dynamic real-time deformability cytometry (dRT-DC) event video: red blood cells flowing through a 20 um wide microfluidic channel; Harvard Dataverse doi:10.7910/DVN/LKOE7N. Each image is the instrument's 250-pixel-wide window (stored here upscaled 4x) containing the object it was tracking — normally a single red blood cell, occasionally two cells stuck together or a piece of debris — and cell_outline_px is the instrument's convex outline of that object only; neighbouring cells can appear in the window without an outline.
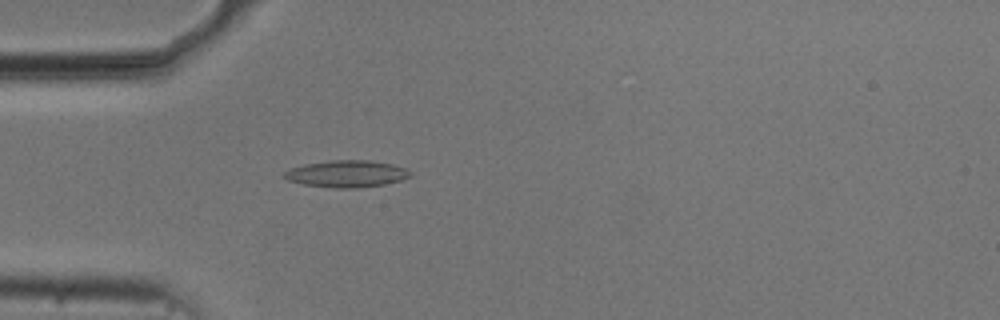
{"species": "common noctule bat (a hibernating species)", "species_latin": "Nyctalus noctula", "temperature_condition": "cold", "stored_images_in_passage": 43, "camera_frame_rate_fps": 3000, "um_per_image_px": 0.085, "animal": {"sex": "male", "body_mass_g": 20.5, "forearm_length_mm": 52.5}, "frame": {"image": 1, "passage_image": 5, "time_ms": 1.333, "image_size_px": [1000, 320], "cell_outline_px": [[412, 176], [400, 180], [384, 184], [356, 188], [332, 188], [304, 184], [288, 180], [284, 176], [284, 172], [288, 168], [304, 164], [332, 160], [372, 160], [392, 164], [408, 168], [412, 172]], "centroid_in_image_um": [29.49, 14.76], "position_along_channel_um": 55.5, "area_um2": 19.88}}
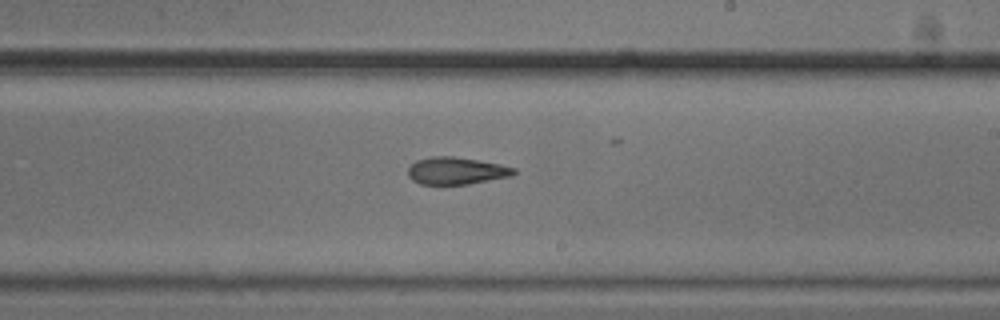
{"frame": {"image": 2, "passage_image": 21, "time_ms": 6.667, "image_size_px": [1000, 320], "cell_outline_px": [[516, 172], [512, 176], [468, 184], [420, 184], [412, 180], [408, 176], [408, 168], [416, 160], [432, 156], [452, 156], [500, 164], [516, 168]], "centroid_in_image_um": [38.78, 14.52], "position_along_channel_um": 250.2, "area_um2": 16.76}}
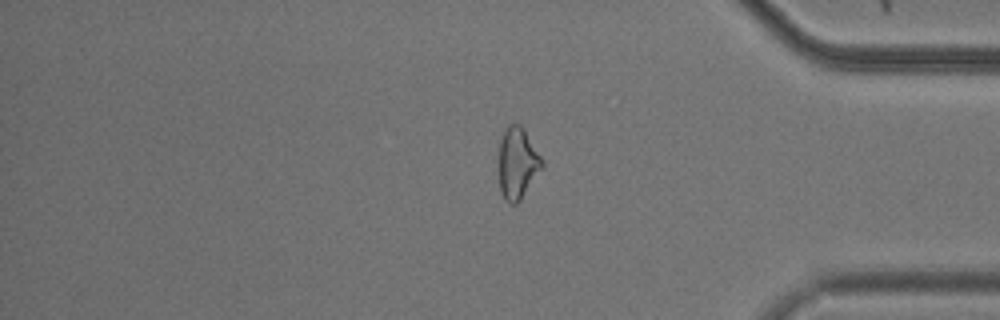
{"frame": {"image": 3, "passage_image": 34, "time_ms": 11.0, "image_size_px": [1000, 320], "cell_outline_px": [[544, 164], [520, 200], [516, 204], [512, 204], [504, 200], [500, 192], [496, 160], [500, 140], [504, 128], [508, 124], [520, 124], [524, 128], [544, 160]], "centroid_in_image_um": [43.93, 13.84], "position_along_channel_um": 391.3, "area_um2": 18.67}, "authors_computed_cell_mechanics": {"area_um2": 17.918, "velocity_mm_per_s": 3.7422, "shape_relaxation_time_tau1_ms": 5.2423, "shape_relaxation_time_tau2_ms": 8.951, "deformation_change_tau1": 0.1427, "deformation_change_tau2": 0.1988}}